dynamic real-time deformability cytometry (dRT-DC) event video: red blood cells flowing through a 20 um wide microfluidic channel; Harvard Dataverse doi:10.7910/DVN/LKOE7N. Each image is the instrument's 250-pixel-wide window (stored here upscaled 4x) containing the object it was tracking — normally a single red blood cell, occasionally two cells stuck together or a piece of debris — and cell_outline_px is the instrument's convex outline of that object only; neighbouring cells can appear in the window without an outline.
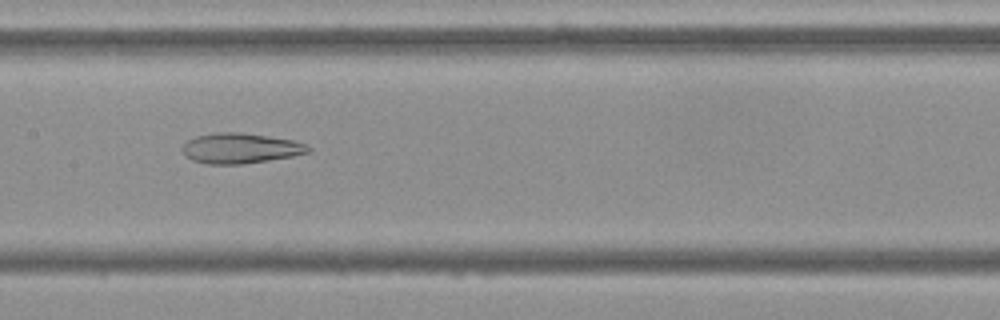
{"species": "Egyptian fruit bat (a non-hibernating species)", "species_latin": "Rousettus aegyptiacus", "temperature_condition": "cold", "stored_images_in_passage": 54, "camera_frame_rate_fps": 3000, "um_per_image_px": 0.085, "frame": {"image": 1, "passage_image": 26, "time_ms": 8.333, "image_size_px": [1000, 320], "cell_outline_px": [[312, 152], [292, 156], [268, 160], [240, 164], [208, 164], [192, 160], [184, 156], [180, 148], [188, 140], [196, 136], [216, 132], [240, 132], [296, 140], [312, 148]], "centroid_in_image_um": [20.42, 12.6], "position_along_channel_um": 187.0, "area_um2": 22.37}}
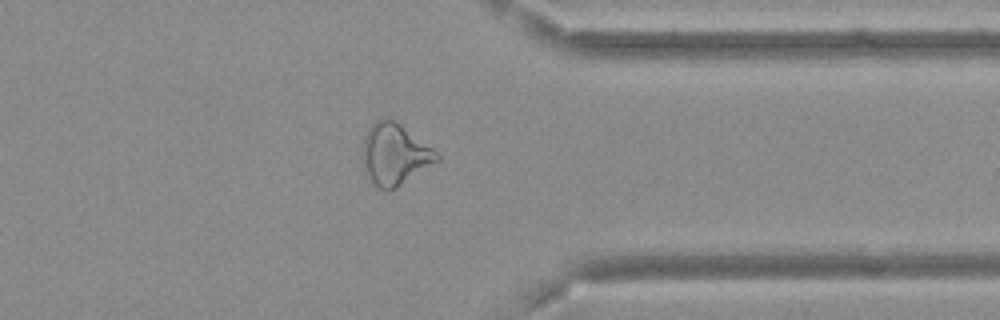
{"frame": {"image": 2, "passage_image": 42, "time_ms": 13.667, "image_size_px": [1000, 320], "cell_outline_px": [[440, 160], [396, 188], [388, 192], [380, 188], [372, 180], [360, 156], [364, 140], [372, 124], [376, 120], [392, 120], [400, 124], [432, 148], [440, 156]], "centroid_in_image_um": [33.56, 13.14], "position_along_channel_um": 377.8, "area_um2": 25.89}}
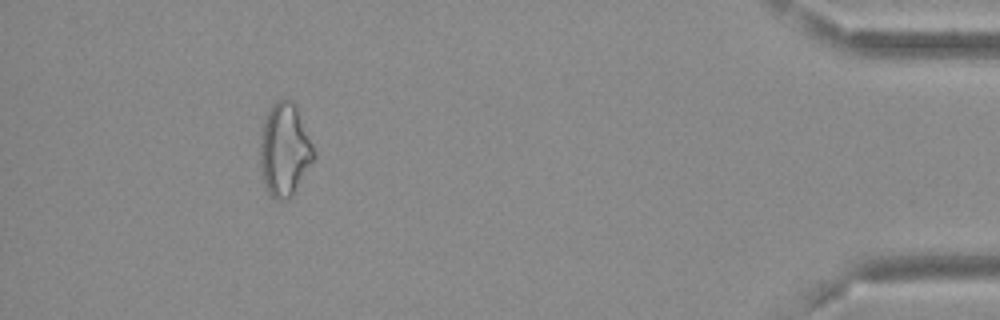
{"frame": {"image": 3, "passage_image": 49, "time_ms": 16.0, "image_size_px": [1000, 320], "cell_outline_px": [[316, 156], [292, 196], [288, 200], [276, 200], [268, 192], [264, 184], [260, 164], [260, 144], [264, 116], [268, 108], [276, 100], [292, 100], [296, 108], [316, 152]], "centroid_in_image_um": [24.18, 12.74], "position_along_channel_um": 411.0, "area_um2": 29.02}, "authors_computed_cell_mechanics": {"area_um2": 26.9926, "velocity_mm_per_s": 3.7048, "shape_relaxation_time_tau1_ms": null, "shape_relaxation_time_tau2_ms": 4.9224, "deformation_change_tau1": null, "deformation_change_tau2": 0.1522}}